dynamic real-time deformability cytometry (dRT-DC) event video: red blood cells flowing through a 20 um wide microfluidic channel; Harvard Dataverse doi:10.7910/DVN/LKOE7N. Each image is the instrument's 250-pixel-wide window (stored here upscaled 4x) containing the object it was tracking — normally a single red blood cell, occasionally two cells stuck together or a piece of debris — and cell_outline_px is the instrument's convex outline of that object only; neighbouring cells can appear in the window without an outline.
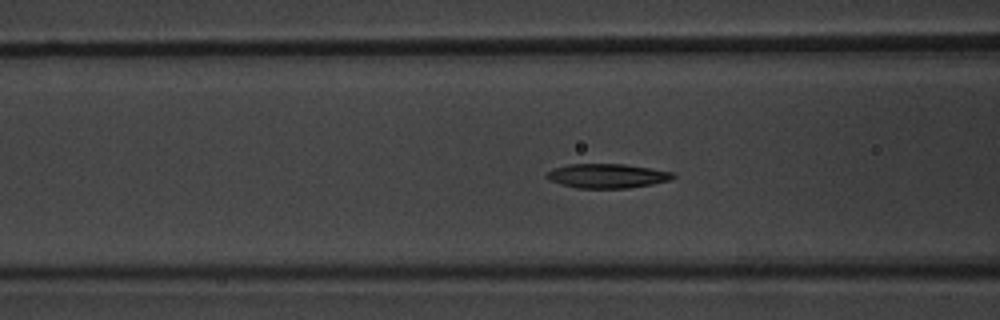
{"species": "common noctule bat (a hibernating species)", "species_latin": "Nyctalus noctula", "temperature_condition": "warm", "stored_images_in_passage": 53, "camera_frame_rate_fps": 3000, "um_per_image_px": 0.085, "animal": {"sex": "male", "body_mass_g": 20.1, "forearm_length_mm": 53.5}, "frame": {"image": 1, "passage_image": 21, "time_ms": 6.667, "image_size_px": [1000, 320], "cell_outline_px": [[676, 176], [668, 180], [652, 184], [628, 188], [576, 188], [560, 184], [548, 180], [544, 176], [552, 168], [568, 164], [624, 164], [676, 172]], "centroid_in_image_um": [51.58, 14.95], "position_along_channel_um": 115.0, "area_um2": 18.03}}
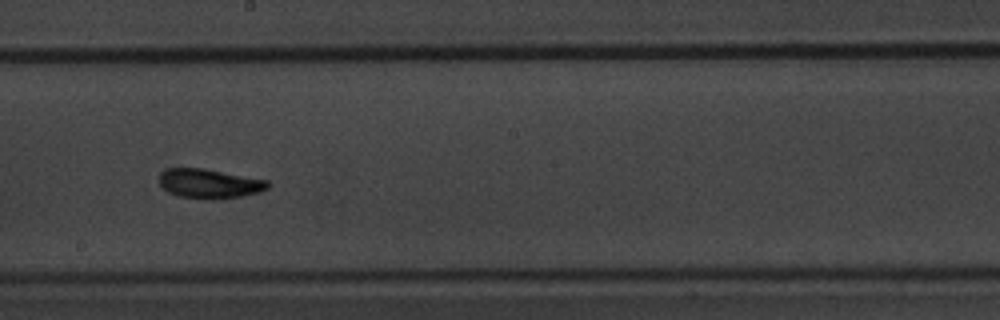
{"frame": {"image": 2, "passage_image": 30, "time_ms": 9.667, "image_size_px": [1000, 320], "cell_outline_px": [[272, 184], [268, 188], [260, 192], [220, 200], [208, 200], [180, 196], [168, 192], [160, 184], [160, 172], [168, 168], [204, 168], [268, 180]], "centroid_in_image_um": [17.83, 15.61], "position_along_channel_um": 230.4, "area_um2": 18.84}}
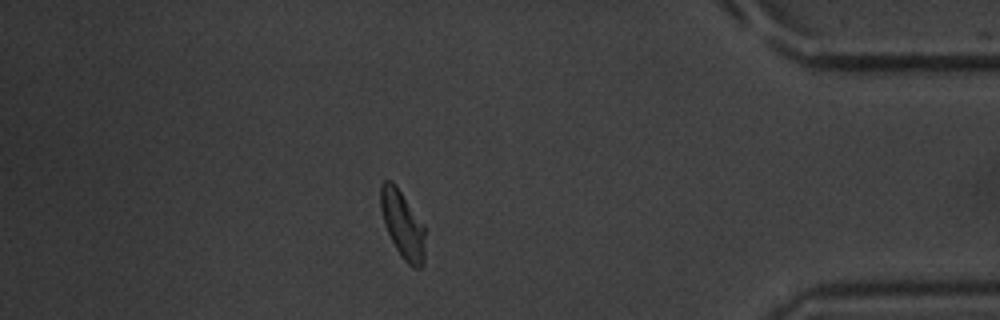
{"frame": {"image": 3, "passage_image": 46, "time_ms": 15.0, "image_size_px": [1000, 320], "cell_outline_px": [[424, 264], [420, 268], [412, 268], [404, 260], [396, 248], [384, 224], [380, 208], [380, 184], [384, 180], [392, 180], [396, 184], [424, 224]], "centroid_in_image_um": [34.21, 19.05], "position_along_channel_um": 401.0, "area_um2": 17.63}, "authors_computed_cell_mechanics": {"area_um2": 17.5712, "velocity_mm_per_s": 3.8375, "shape_relaxation_time_tau1_ms": 2.1729, "shape_relaxation_time_tau2_ms": 1.6429, "deformation_change_tau1": 0.1601, "deformation_change_tau2": 0.0816}}